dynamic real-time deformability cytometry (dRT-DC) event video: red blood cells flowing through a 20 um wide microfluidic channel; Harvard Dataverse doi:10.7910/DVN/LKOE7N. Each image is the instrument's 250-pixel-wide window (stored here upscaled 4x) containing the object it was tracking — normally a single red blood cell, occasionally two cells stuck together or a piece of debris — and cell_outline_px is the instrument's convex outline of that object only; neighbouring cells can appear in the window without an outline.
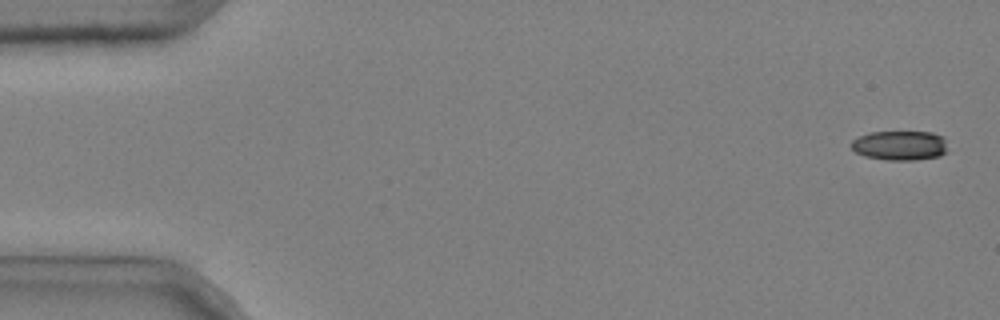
{"species": "common noctule bat (a hibernating species)", "species_latin": "Nyctalus noctula", "temperature_condition": "cold", "stored_images_in_passage": 5, "camera_frame_rate_fps": 3000, "um_per_image_px": 0.085, "animal": {"sex": "male", "body_mass_g": 20.4}, "frame": {"image": 1, "passage_image": 1, "time_ms": 0.0, "image_size_px": [1000, 320], "cell_outline_px": [[948, 152], [940, 156], [916, 160], [888, 160], [864, 156], [856, 152], [852, 148], [852, 140], [860, 136], [872, 132], [932, 132], [944, 136]], "centroid_in_image_um": [76.55, 12.37], "position_along_channel_um": 8.5, "area_um2": 16.7}}
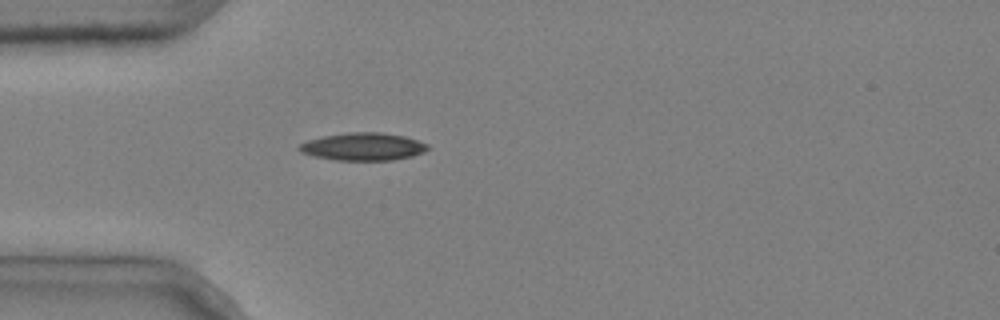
{"frame": {"image": 2, "passage_image": 5, "time_ms": 1.333, "image_size_px": [1000, 320], "cell_outline_px": [[428, 148], [424, 152], [412, 156], [392, 160], [336, 160], [316, 156], [300, 152], [296, 148], [300, 144], [308, 140], [324, 136], [348, 132], [380, 132], [404, 136], [428, 144]], "centroid_in_image_um": [30.85, 12.46], "position_along_channel_um": 54.1, "area_um2": 20.58}}